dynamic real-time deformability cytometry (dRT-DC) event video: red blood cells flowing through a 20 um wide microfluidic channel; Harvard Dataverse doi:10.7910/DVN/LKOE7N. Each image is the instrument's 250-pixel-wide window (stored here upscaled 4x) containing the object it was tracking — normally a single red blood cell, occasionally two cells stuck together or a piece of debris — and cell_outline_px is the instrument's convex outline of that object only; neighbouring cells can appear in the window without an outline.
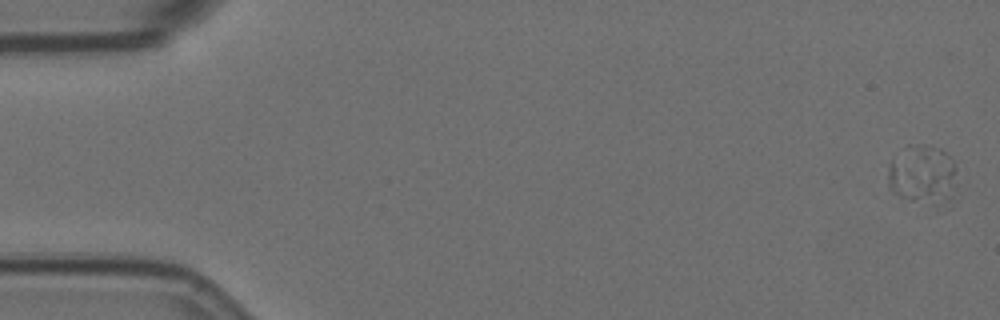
{"species": "Egyptian fruit bat (a non-hibernating species)", "species_latin": "Rousettus aegyptiacus", "temperature_condition": "room temperature", "stored_images_in_passage": 59, "camera_frame_rate_fps": 3000, "um_per_image_px": 0.085, "animal": {"sex": "female"}, "frame": {"image": 1, "passage_image": 1, "time_ms": 0.0, "image_size_px": [1000, 320], "cell_outline_px": [[956, 168], [952, 196], [932, 204], [900, 196], [892, 192], [888, 184], [888, 168], [892, 160], [924, 144], [940, 148], [952, 160]], "centroid_in_image_um": [78.44, 14.87], "position_along_channel_um": 6.6, "area_um2": 22.2}}
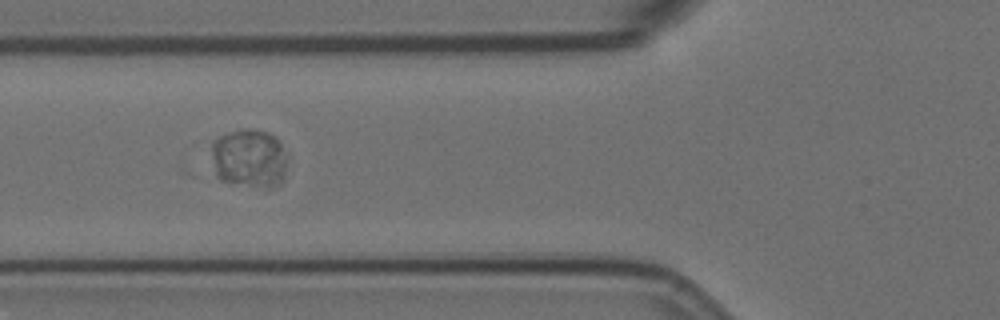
{"frame": {"image": 2, "passage_image": 22, "time_ms": 7.0, "image_size_px": [1000, 320], "cell_outline_px": [[288, 156], [284, 180], [280, 184], [272, 188], [268, 188], [220, 180], [216, 176], [212, 152], [212, 144], [220, 136], [228, 132], [240, 128], [248, 128], [268, 132], [276, 136]], "centroid_in_image_um": [21.24, 13.44], "position_along_channel_um": 104.6, "area_um2": 26.3}}
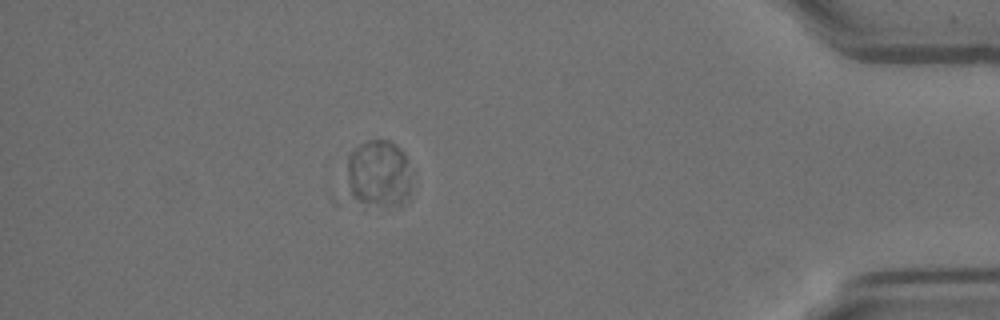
{"frame": {"image": 3, "passage_image": 52, "time_ms": 17.0, "image_size_px": [1000, 320], "cell_outline_px": [[412, 172], [408, 196], [400, 204], [332, 204], [332, 200], [348, 152], [360, 144], [368, 140], [388, 140], [400, 148], [404, 152]], "centroid_in_image_um": [31.8, 14.89], "position_along_channel_um": 403.4, "area_um2": 29.3}}